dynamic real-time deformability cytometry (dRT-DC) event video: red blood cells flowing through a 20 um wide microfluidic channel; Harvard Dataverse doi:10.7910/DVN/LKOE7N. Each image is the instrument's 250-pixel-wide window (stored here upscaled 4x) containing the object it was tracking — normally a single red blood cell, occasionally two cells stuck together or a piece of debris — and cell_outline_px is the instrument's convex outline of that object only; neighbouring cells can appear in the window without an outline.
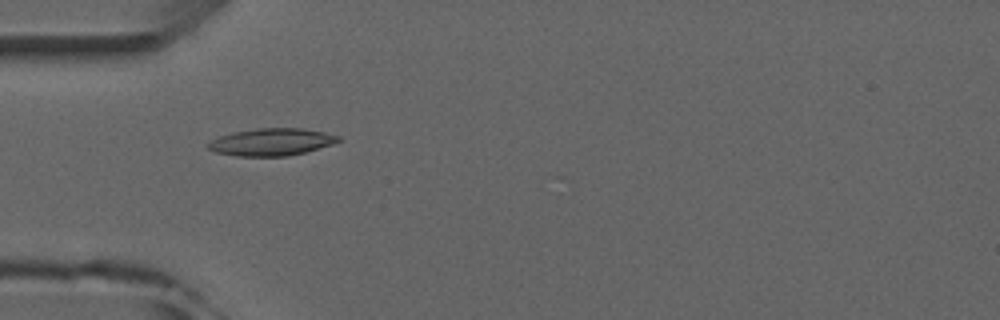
{"species": "common noctule bat (a hibernating species)", "species_latin": "Nyctalus noctula", "temperature_condition": "room temperature", "stored_images_in_passage": 6, "camera_frame_rate_fps": 3000, "um_per_image_px": 0.085, "animal": {"sex": "male", "forearm_length_mm": 52.5}, "frame": {"image": 1, "passage_image": 5, "time_ms": 4.667, "image_size_px": [1000, 320], "cell_outline_px": [[344, 140], [332, 144], [304, 152], [288, 156], [236, 156], [216, 152], [208, 148], [204, 144], [220, 136], [232, 132], [256, 128], [304, 128], [324, 132], [340, 136]], "centroid_in_image_um": [23.08, 12.06], "position_along_channel_um": 61.9, "area_um2": 20.81}}
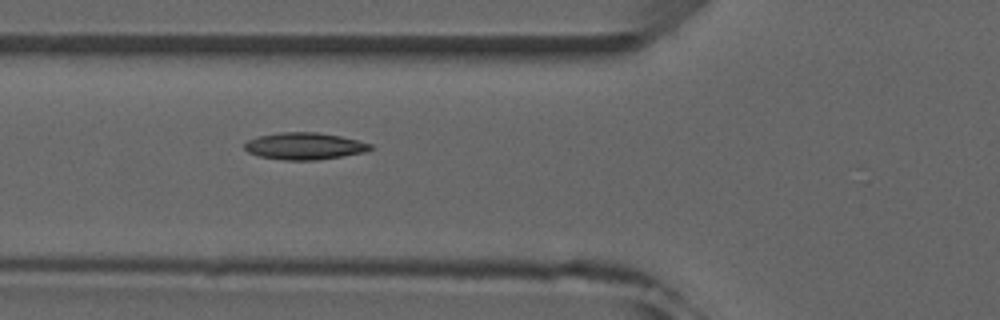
{"frame": {"image": 2, "passage_image": 6, "time_ms": 5.667, "image_size_px": [1000, 320], "cell_outline_px": [[372, 148], [364, 152], [344, 156], [316, 160], [284, 160], [260, 156], [248, 152], [244, 148], [244, 144], [248, 140], [260, 136], [280, 132], [316, 132], [340, 136], [372, 144]], "centroid_in_image_um": [25.88, 12.42], "position_along_channel_um": 99.9, "area_um2": 19.59}}